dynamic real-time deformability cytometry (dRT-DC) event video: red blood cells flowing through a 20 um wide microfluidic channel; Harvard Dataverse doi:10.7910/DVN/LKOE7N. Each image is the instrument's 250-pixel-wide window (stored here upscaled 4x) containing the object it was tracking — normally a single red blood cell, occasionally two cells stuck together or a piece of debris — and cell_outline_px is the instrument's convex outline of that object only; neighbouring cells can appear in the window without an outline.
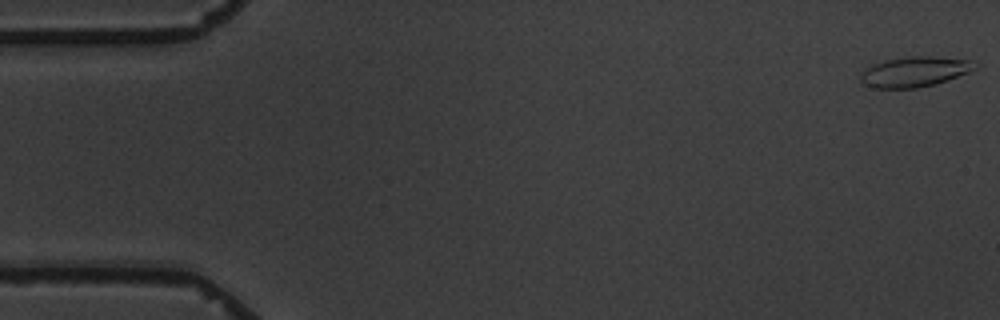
{"species": "common noctule bat (a hibernating species)", "species_latin": "Nyctalus noctula", "temperature_condition": "warm", "stored_images_in_passage": 11, "camera_frame_rate_fps": 3000, "um_per_image_px": 0.085, "animal": {"sex": "male", "body_mass_g": 19.5, "forearm_length_mm": 54.6}, "frame": {"image": 1, "passage_image": 1, "time_ms": 0.0, "image_size_px": [1000, 320], "cell_outline_px": [[980, 64], [976, 68], [968, 72], [936, 84], [916, 88], [876, 88], [860, 84], [860, 72], [864, 68], [872, 64], [884, 60], [908, 56], [932, 56], [968, 60]], "centroid_in_image_um": [77.68, 6.09], "position_along_channel_um": 7.3, "area_um2": 20.35}}
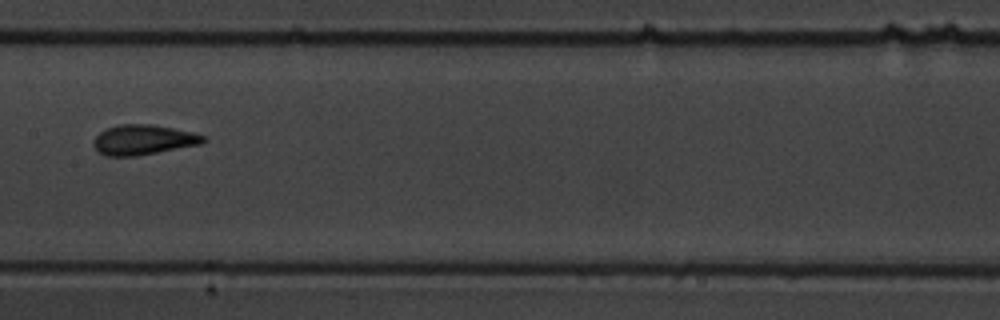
{"frame": {"image": 2, "passage_image": 8, "time_ms": 9.333, "image_size_px": [1000, 320], "cell_outline_px": [[208, 140], [200, 144], [136, 156], [104, 156], [92, 144], [92, 140], [100, 132], [108, 128], [120, 124], [152, 124], [192, 132], [208, 136]], "centroid_in_image_um": [12.19, 11.88], "position_along_channel_um": 195.2, "area_um2": 19.19}}
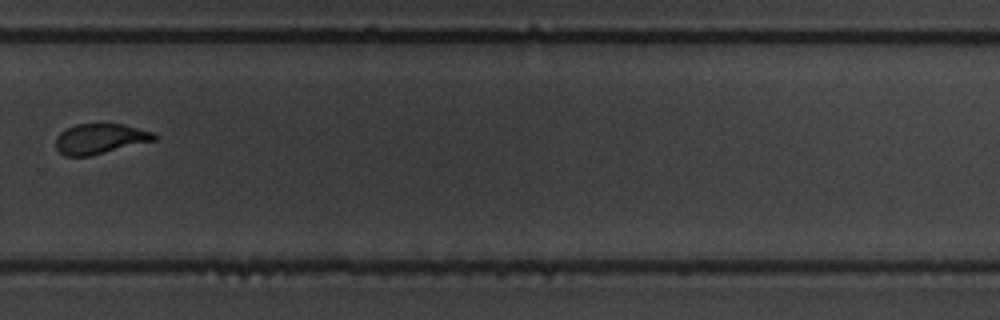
{"frame": {"image": 3, "passage_image": 11, "time_ms": 13.0, "image_size_px": [1000, 320], "cell_outline_px": [[156, 140], [92, 156], [64, 156], [56, 148], [56, 136], [60, 132], [76, 124], [124, 124], [156, 132]], "centroid_in_image_um": [8.53, 11.8], "position_along_channel_um": 321.3, "area_um2": 17.51}}